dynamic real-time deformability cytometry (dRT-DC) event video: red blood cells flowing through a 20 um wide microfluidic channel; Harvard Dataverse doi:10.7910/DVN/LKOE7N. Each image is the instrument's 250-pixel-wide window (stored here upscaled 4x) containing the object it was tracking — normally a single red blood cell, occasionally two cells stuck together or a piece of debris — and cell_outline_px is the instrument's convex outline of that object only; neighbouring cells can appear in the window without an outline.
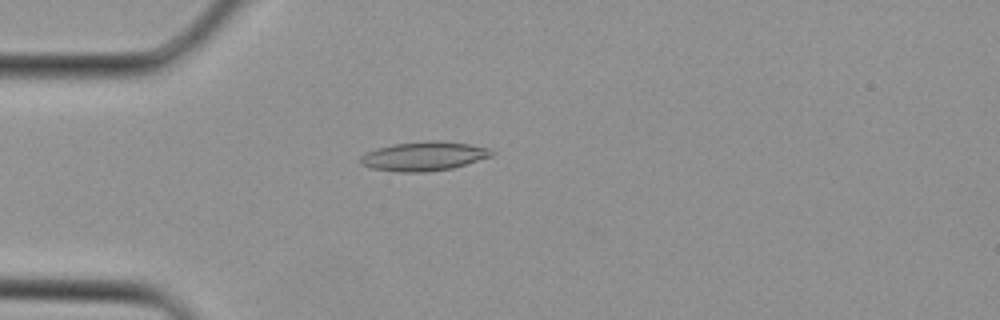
{"species": "Egyptian fruit bat (a non-hibernating species)", "species_latin": "Rousettus aegyptiacus", "temperature_condition": "cold", "stored_images_in_passage": 1, "camera_frame_rate_fps": 3000, "um_per_image_px": 0.085, "animal": {"sex": "female"}, "frame": {"image": 1, "passage_image": 1, "time_ms": 0.0, "image_size_px": [1000, 320], "cell_outline_px": [[496, 152], [492, 156], [452, 168], [424, 172], [400, 172], [372, 168], [360, 164], [360, 156], [364, 152], [376, 148], [392, 144], [428, 140], [440, 140], [468, 144], [488, 148]], "centroid_in_image_um": [36.0, 13.26], "position_along_channel_um": 49.0, "area_um2": 22.37}}